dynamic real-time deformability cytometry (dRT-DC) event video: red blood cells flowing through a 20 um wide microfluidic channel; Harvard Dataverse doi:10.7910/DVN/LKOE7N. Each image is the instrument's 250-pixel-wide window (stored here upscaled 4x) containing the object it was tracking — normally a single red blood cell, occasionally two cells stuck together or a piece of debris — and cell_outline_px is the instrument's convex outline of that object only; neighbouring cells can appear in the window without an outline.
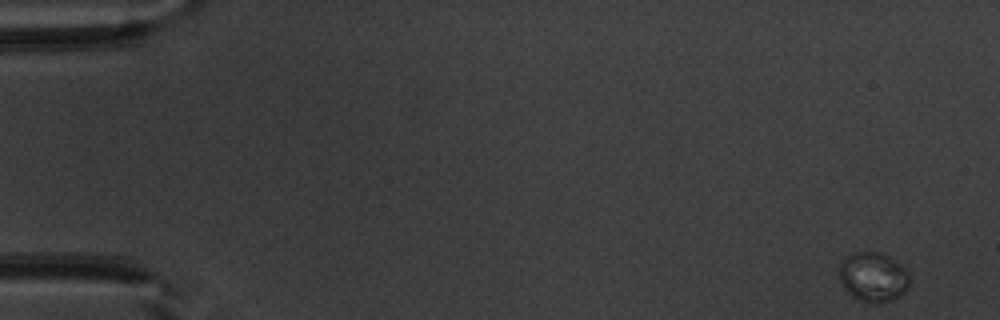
{"species": "common noctule bat (a hibernating species)", "species_latin": "Nyctalus noctula", "temperature_condition": "warm", "stored_images_in_passage": 52, "camera_frame_rate_fps": 3000, "um_per_image_px": 0.085, "animal": {"sex": "male", "body_mass_g": 20.1, "forearm_length_mm": 53.5}, "frame": {"image": 1, "passage_image": 1, "time_ms": 0.0, "image_size_px": [1000, 320], "cell_outline_px": [[908, 288], [900, 296], [892, 300], [880, 304], [872, 304], [860, 300], [848, 292], [844, 288], [840, 280], [840, 264], [848, 256], [856, 252], [880, 252], [888, 256], [900, 264], [908, 272]], "centroid_in_image_um": [74.24, 23.57], "position_along_channel_um": 10.8, "area_um2": 20.17}}
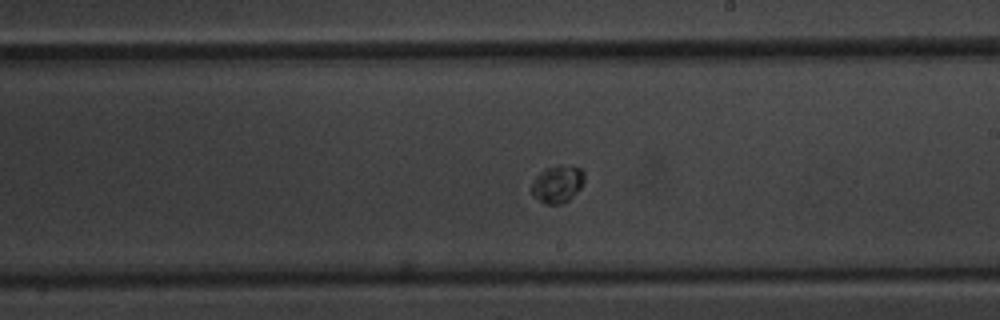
{"frame": {"image": 2, "passage_image": 30, "time_ms": 9.667, "image_size_px": [1000, 320], "cell_outline_px": [[584, 180], [580, 188], [568, 200], [560, 204], [544, 204], [532, 196], [532, 184], [536, 176], [544, 168], [560, 164], [584, 168]], "centroid_in_image_um": [47.38, 15.62], "position_along_channel_um": 241.6, "area_um2": 11.62}}
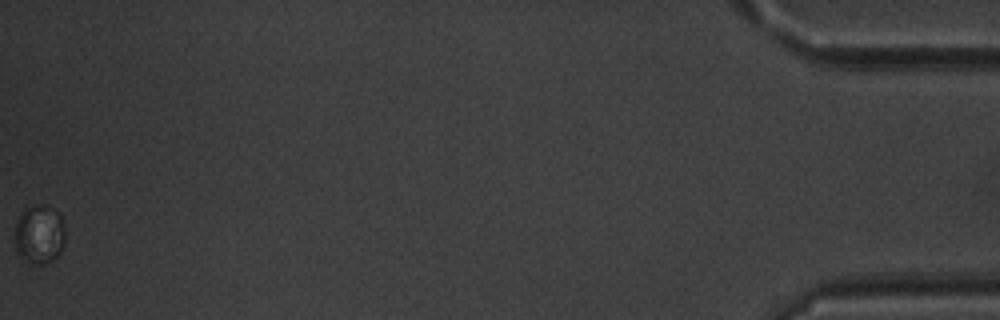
{"frame": {"image": 3, "passage_image": 52, "time_ms": 17.0, "image_size_px": [1000, 320], "cell_outline_px": [[64, 244], [60, 252], [52, 260], [44, 264], [36, 264], [24, 260], [16, 252], [16, 224], [24, 208], [32, 204], [40, 204], [60, 212], [64, 220]], "centroid_in_image_um": [3.37, 19.9], "position_along_channel_um": 431.8, "area_um2": 17.4}}